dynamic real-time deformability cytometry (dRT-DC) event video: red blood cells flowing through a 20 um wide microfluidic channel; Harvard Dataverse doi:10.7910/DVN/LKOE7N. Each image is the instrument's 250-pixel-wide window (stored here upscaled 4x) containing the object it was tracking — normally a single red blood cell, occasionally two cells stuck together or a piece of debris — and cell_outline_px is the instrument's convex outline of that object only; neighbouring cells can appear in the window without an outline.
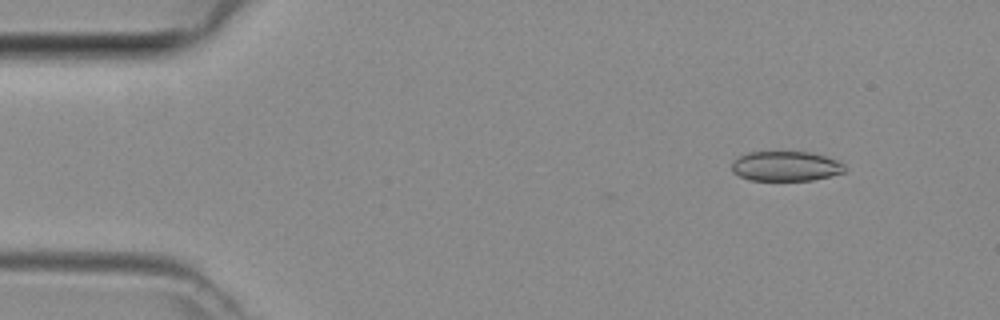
{"species": "common noctule bat (a hibernating species)", "species_latin": "Nyctalus noctula", "temperature_condition": "room temperature", "stored_images_in_passage": 43, "camera_frame_rate_fps": 3000, "um_per_image_px": 0.085, "animal": {"sex": "female", "body_mass_g": 29.2, "forearm_length_mm": 56.3}, "frame": {"image": 1, "passage_image": 2, "time_ms": 0.333, "image_size_px": [1000, 320], "cell_outline_px": [[844, 172], [812, 180], [748, 180], [732, 172], [732, 160], [748, 152], [812, 152], [836, 160], [844, 164]], "centroid_in_image_um": [66.75, 14.12], "position_along_channel_um": 18.3, "area_um2": 19.54}}
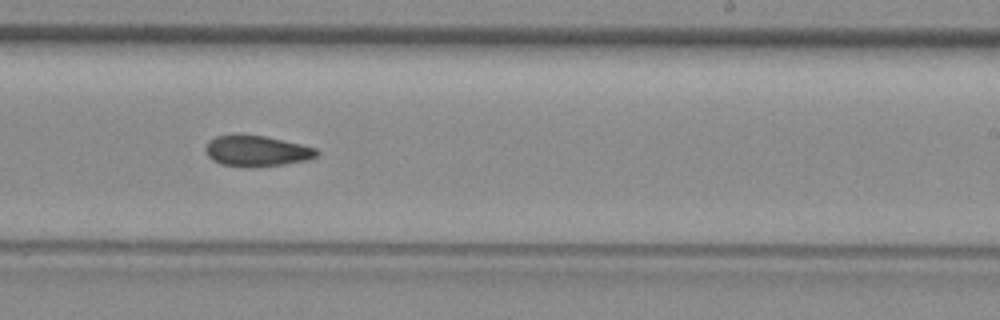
{"frame": {"image": 2, "passage_image": 25, "time_ms": 8.0, "image_size_px": [1000, 320], "cell_outline_px": [[320, 152], [316, 156], [308, 160], [284, 164], [220, 164], [212, 160], [208, 156], [204, 148], [208, 140], [216, 136], [264, 136], [300, 144], [316, 148]], "centroid_in_image_um": [21.83, 12.8], "position_along_channel_um": 267.2, "area_um2": 18.9}}
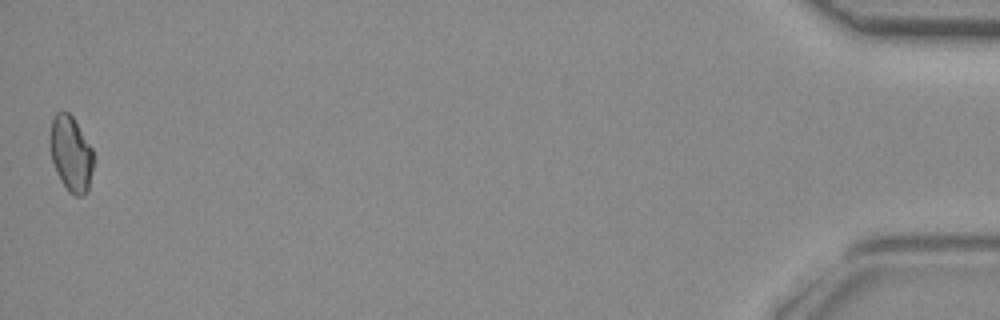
{"frame": {"image": 3, "passage_image": 43, "time_ms": 14.0, "image_size_px": [1000, 320], "cell_outline_px": [[92, 168], [88, 188], [80, 196], [76, 196], [68, 192], [60, 180], [56, 172], [52, 160], [48, 144], [48, 140], [52, 120], [56, 112], [68, 112], [72, 116], [92, 148]], "centroid_in_image_um": [5.98, 13.05], "position_along_channel_um": 429.2, "area_um2": 18.96}}